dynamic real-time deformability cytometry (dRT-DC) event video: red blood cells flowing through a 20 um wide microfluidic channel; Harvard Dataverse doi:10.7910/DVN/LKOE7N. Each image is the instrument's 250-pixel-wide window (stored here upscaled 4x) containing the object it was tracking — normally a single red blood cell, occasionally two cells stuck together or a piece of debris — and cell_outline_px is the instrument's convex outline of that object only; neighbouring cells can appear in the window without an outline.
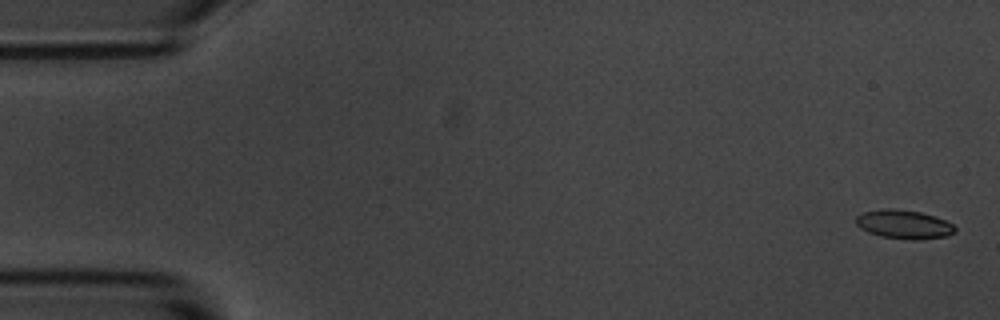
{"species": "common noctule bat (a hibernating species)", "species_latin": "Nyctalus noctula", "temperature_condition": "room temperature", "stored_images_in_passage": 4, "camera_frame_rate_fps": 3000, "um_per_image_px": 0.085, "animal": {"sex": "male", "body_mass_g": 20.1, "forearm_length_mm": 53.5}, "frame": {"image": 1, "passage_image": 1, "time_ms": 0.0, "image_size_px": [1000, 320], "cell_outline_px": [[956, 232], [948, 236], [912, 240], [880, 236], [868, 232], [860, 228], [856, 224], [856, 216], [864, 212], [888, 208], [892, 208], [920, 212], [936, 216], [952, 224], [956, 228]], "centroid_in_image_um": [76.84, 19.07], "position_along_channel_um": 8.2, "area_um2": 16.59}}
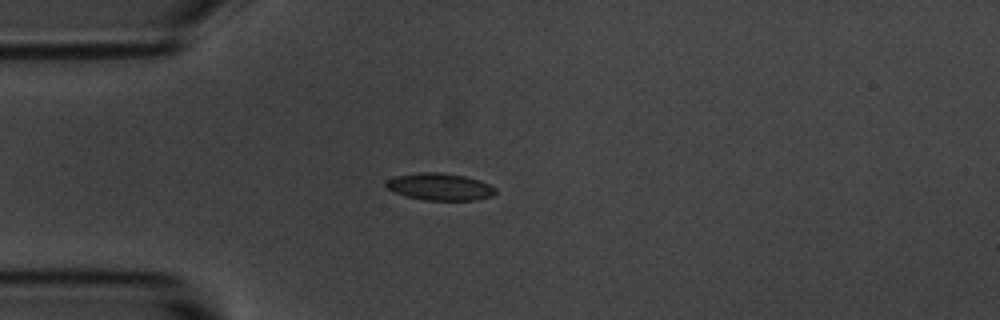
{"frame": {"image": 2, "passage_image": 4, "time_ms": 1.0, "image_size_px": [1000, 320], "cell_outline_px": [[496, 192], [492, 196], [476, 200], [424, 200], [404, 196], [384, 188], [384, 180], [396, 176], [420, 172], [440, 172], [464, 176], [480, 180], [496, 188]], "centroid_in_image_um": [37.33, 15.87], "position_along_channel_um": 47.7, "area_um2": 17.51}}